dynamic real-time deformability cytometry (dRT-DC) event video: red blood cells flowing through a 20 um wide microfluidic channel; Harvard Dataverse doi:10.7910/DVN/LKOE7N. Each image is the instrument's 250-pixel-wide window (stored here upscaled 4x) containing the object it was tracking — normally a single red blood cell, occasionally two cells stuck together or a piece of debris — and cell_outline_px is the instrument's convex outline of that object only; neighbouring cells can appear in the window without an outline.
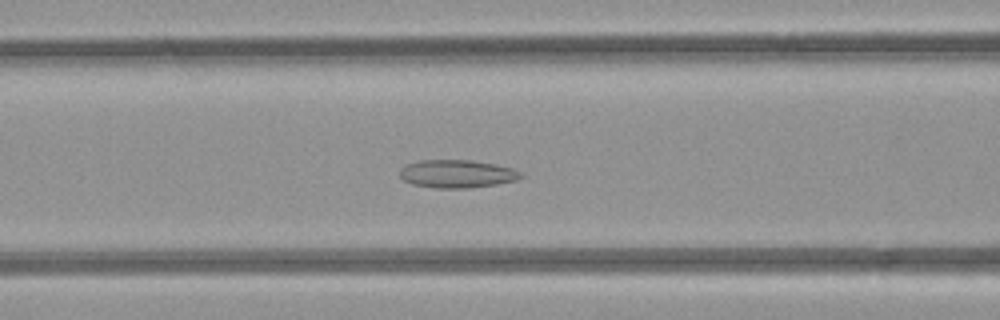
{"species": "common noctule bat (a hibernating species)", "species_latin": "Nyctalus noctula", "temperature_condition": "room temperature", "stored_images_in_passage": 31, "camera_frame_rate_fps": 3000, "um_per_image_px": 0.085, "animal": {"sex": "female", "body_mass_g": 21.9}, "frame": {"image": 1, "passage_image": 12, "time_ms": 3.667, "image_size_px": [1000, 320], "cell_outline_px": [[524, 176], [516, 180], [496, 184], [468, 188], [436, 188], [412, 184], [404, 180], [400, 176], [400, 168], [404, 164], [420, 160], [472, 160], [496, 164], [512, 168], [524, 172]], "centroid_in_image_um": [38.86, 14.76], "position_along_channel_um": 127.7, "area_um2": 19.94}}
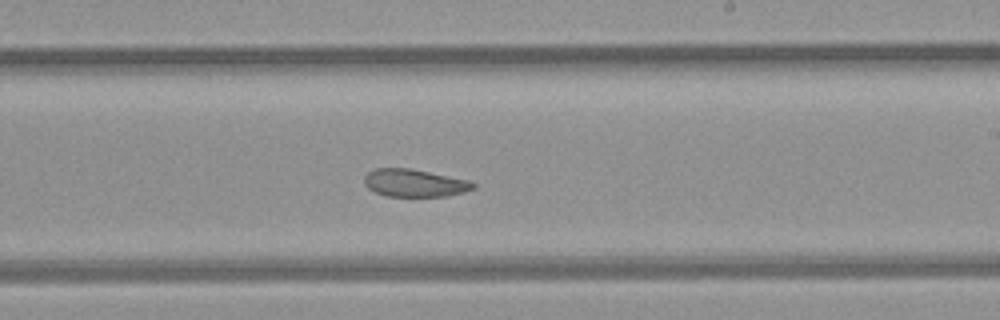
{"frame": {"image": 2, "passage_image": 21, "time_ms": 6.667, "image_size_px": [1000, 320], "cell_outline_px": [[476, 188], [464, 192], [448, 196], [384, 196], [368, 188], [364, 184], [364, 176], [368, 172], [376, 168], [412, 168], [472, 180], [476, 184]], "centroid_in_image_um": [35.28, 15.55], "position_along_channel_um": 253.7, "area_um2": 17.86}}
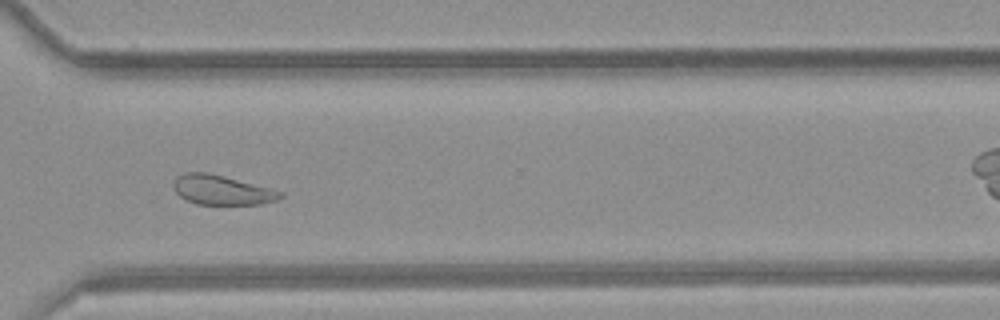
{"frame": {"image": 3, "passage_image": 28, "time_ms": 9.0, "image_size_px": [1000, 320], "cell_outline_px": [[284, 196], [276, 200], [260, 204], [196, 204], [180, 196], [176, 192], [172, 184], [184, 172], [208, 172], [272, 188], [284, 192]], "centroid_in_image_um": [18.9, 16.15], "position_along_channel_um": 351.7, "area_um2": 18.32}, "authors_computed_cell_mechanics": {"area_um2": 19.4208, "velocity_mm_per_s": 4.2069, "shape_relaxation_time_tau1_ms": null, "shape_relaxation_time_tau2_ms": 1.8866, "deformation_change_tau1": null, "deformation_change_tau2": 0.0817}}